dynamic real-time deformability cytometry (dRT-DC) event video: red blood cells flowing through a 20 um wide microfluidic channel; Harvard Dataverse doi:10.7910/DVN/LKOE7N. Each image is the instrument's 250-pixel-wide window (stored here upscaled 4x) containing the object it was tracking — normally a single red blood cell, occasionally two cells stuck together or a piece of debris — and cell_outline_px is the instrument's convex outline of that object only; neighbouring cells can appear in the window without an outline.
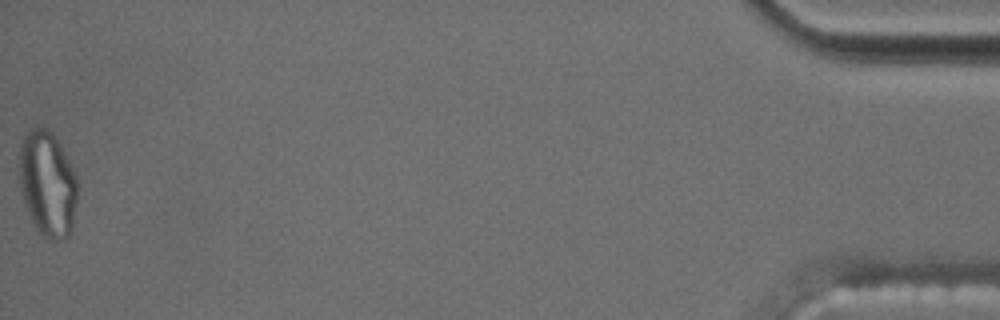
{"species": "common noctule bat (a hibernating species)", "species_latin": "Nyctalus noctula", "temperature_condition": "cold", "stored_images_in_passage": 43, "camera_frame_rate_fps": 3000, "um_per_image_px": 0.085, "animal": {"sex": "male", "body_mass_g": 17.5, "forearm_length_mm": 52.3}, "frame": {"image": 1, "passage_image": 43, "time_ms": 14.0, "image_size_px": [1000, 320], "cell_outline_px": [[76, 200], [72, 228], [68, 236], [60, 240], [56, 240], [44, 236], [36, 228], [24, 204], [20, 188], [20, 144], [24, 136], [32, 128], [44, 128], [52, 132], [72, 168], [76, 176]], "centroid_in_image_um": [4.03, 15.64], "position_along_channel_um": 431.2, "area_um2": 35.08}, "authors_computed_cell_mechanics": {"area_um2": 21.675, "velocity_mm_per_s": 3.5315, "shape_relaxation_time_tau1_ms": null, "shape_relaxation_time_tau2_ms": 3.6176, "deformation_change_tau1": null, "deformation_change_tau2": 0.1135}}